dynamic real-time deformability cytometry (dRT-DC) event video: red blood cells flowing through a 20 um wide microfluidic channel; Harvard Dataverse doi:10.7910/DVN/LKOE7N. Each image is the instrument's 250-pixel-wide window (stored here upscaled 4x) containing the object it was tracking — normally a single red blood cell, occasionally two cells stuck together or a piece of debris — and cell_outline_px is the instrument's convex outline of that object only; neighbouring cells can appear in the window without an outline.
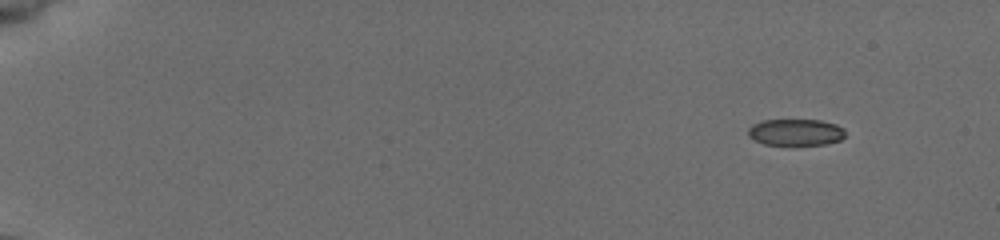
{"species": "common noctule bat (a hibernating species)", "species_latin": "Nyctalus noctula", "temperature_condition": "cold", "stored_images_in_passage": 10, "camera_frame_rate_fps": 3000, "um_per_image_px": 0.085, "animal": {"sex": "female", "body_mass_g": 19.5, "forearm_length_mm": 54.1}, "frame": {"image": 1, "passage_image": 1, "time_ms": 0.0, "image_size_px": [1000, 240], "cell_outline_px": [[844, 136], [840, 140], [824, 144], [764, 144], [748, 136], [748, 128], [752, 124], [764, 120], [820, 120], [836, 124], [844, 128]], "centroid_in_image_um": [67.63, 11.22], "position_along_channel_um": 17.4, "area_um2": 14.85}}